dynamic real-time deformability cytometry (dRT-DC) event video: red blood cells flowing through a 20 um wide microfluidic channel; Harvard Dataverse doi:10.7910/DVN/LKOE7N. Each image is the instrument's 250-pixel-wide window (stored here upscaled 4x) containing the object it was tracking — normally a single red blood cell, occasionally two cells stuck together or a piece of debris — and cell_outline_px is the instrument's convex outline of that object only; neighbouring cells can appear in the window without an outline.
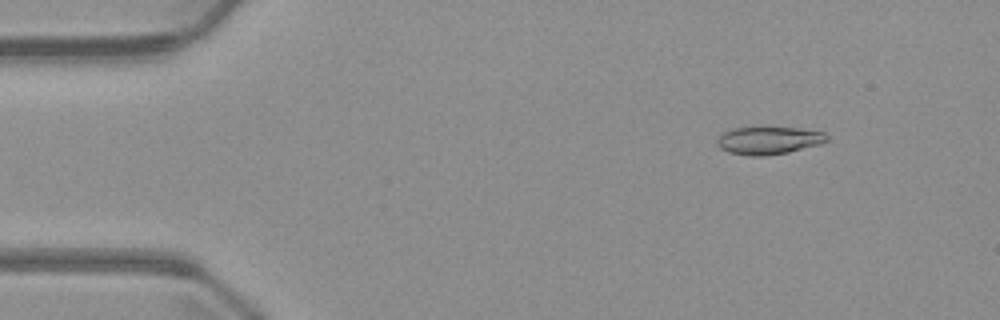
{"species": "common noctule bat (a hibernating species)", "species_latin": "Nyctalus noctula", "temperature_condition": "warm", "stored_images_in_passage": 4, "camera_frame_rate_fps": 3000, "um_per_image_px": 0.085, "animal": {"sex": "male", "body_mass_g": 23.1, "forearm_length_mm": 52.7}, "frame": {"image": 1, "passage_image": 2, "time_ms": 1.333, "image_size_px": [1000, 320], "cell_outline_px": [[828, 140], [820, 144], [788, 152], [764, 156], [748, 156], [728, 152], [720, 148], [716, 144], [716, 140], [724, 132], [732, 128], [800, 128], [824, 132], [828, 136]], "centroid_in_image_um": [65.33, 11.95], "position_along_channel_um": 19.7, "area_um2": 17.63}}